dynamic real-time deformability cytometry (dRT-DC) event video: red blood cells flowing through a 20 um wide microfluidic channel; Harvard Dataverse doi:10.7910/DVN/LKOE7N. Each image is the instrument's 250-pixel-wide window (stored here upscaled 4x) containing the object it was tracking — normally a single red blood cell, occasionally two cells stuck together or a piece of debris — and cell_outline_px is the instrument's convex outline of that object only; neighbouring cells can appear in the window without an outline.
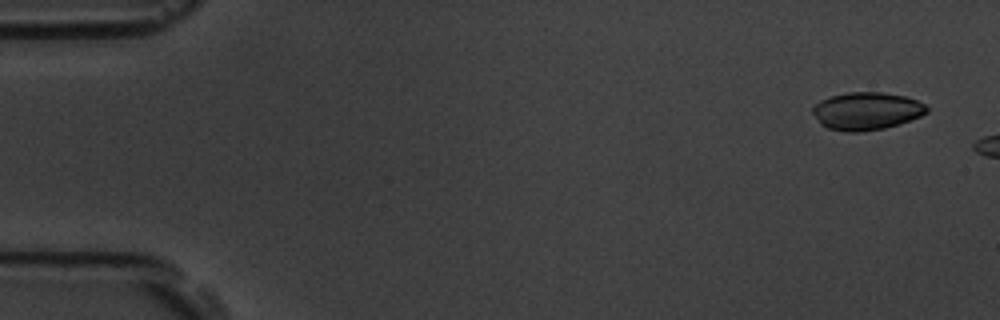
{"species": "common noctule bat (a hibernating species)", "species_latin": "Nyctalus noctula", "temperature_condition": "room temperature", "stored_images_in_passage": 7, "camera_frame_rate_fps": 3000, "um_per_image_px": 0.085, "animal": {"sex": "male", "body_mass_g": 19.5, "forearm_length_mm": 54.6}, "frame": {"image": 1, "passage_image": 3, "time_ms": 0.667, "image_size_px": [1000, 320], "cell_outline_px": [[928, 112], [920, 116], [900, 124], [884, 128], [860, 132], [844, 132], [828, 128], [820, 124], [812, 112], [812, 108], [820, 100], [832, 96], [848, 92], [880, 92], [904, 96], [916, 100], [924, 104], [928, 108]], "centroid_in_image_um": [73.64, 9.45], "position_along_channel_um": 11.4, "area_um2": 25.03}}